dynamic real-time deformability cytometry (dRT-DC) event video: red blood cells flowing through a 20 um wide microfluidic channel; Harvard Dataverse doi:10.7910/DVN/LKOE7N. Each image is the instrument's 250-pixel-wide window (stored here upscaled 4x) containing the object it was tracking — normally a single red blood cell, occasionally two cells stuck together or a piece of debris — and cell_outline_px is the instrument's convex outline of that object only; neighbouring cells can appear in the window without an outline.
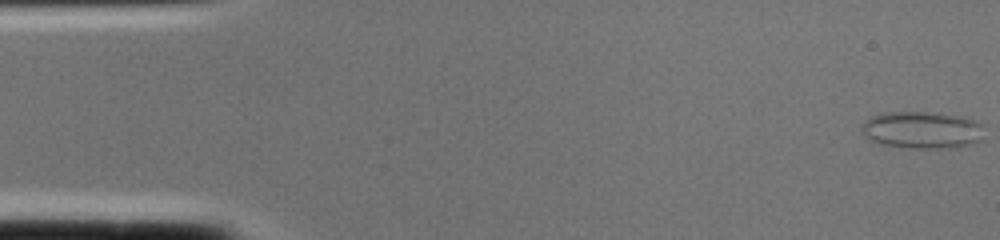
{"species": "common noctule bat (a hibernating species)", "species_latin": "Nyctalus noctula", "temperature_condition": "cold", "stored_images_in_passage": 2, "camera_frame_rate_fps": 3000, "um_per_image_px": 0.085, "animal": {"sex": "female", "body_mass_g": 22.0, "forearm_length_mm": 56.7}, "frame": {"image": 1, "passage_image": 1, "time_ms": 0.0, "image_size_px": [1000, 240], "cell_outline_px": [[984, 140], [976, 144], [936, 148], [908, 148], [880, 144], [864, 136], [860, 132], [860, 128], [872, 116], [880, 112], [936, 112], [960, 116], [972, 120], [980, 124]], "centroid_in_image_um": [78.36, 11.05], "position_along_channel_um": 6.6, "area_um2": 26.59}}
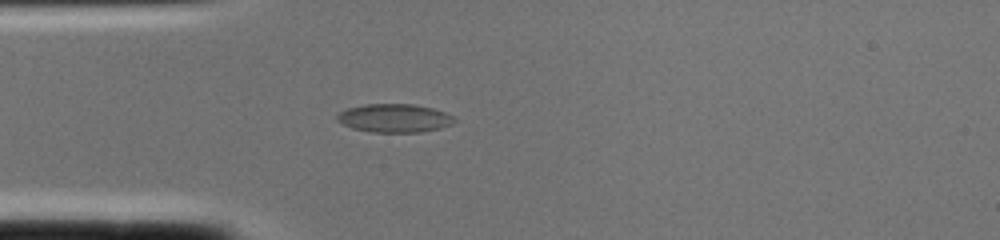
{"frame": {"image": 2, "passage_image": 2, "time_ms": 0.333, "image_size_px": [1000, 240], "cell_outline_px": [[456, 120], [452, 124], [440, 128], [420, 132], [372, 132], [352, 128], [336, 120], [336, 116], [340, 112], [348, 108], [364, 104], [412, 104], [432, 108], [444, 112], [452, 116]], "centroid_in_image_um": [33.51, 10.04], "position_along_channel_um": 51.5, "area_um2": 19.31}}